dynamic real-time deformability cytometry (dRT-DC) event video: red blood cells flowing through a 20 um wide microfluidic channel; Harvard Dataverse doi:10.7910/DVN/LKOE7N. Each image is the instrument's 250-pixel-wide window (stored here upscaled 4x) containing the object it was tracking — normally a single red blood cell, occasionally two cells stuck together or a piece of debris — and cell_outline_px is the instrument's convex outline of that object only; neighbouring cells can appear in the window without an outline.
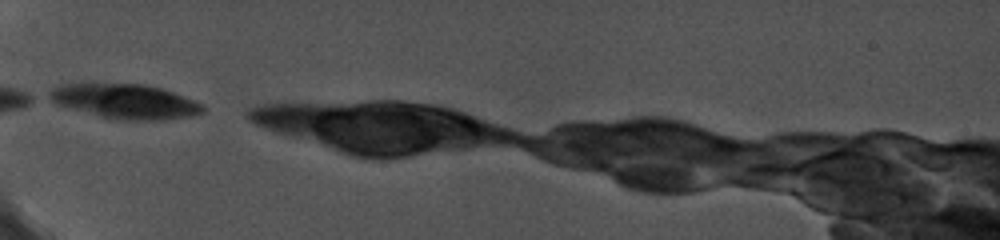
{"species": "common noctule bat (a hibernating species)", "species_latin": "Nyctalus noctula", "temperature_condition": "cold", "stored_images_in_passage": 4, "camera_frame_rate_fps": 5000, "um_per_image_px": 0.085, "animal": {"sex": "female", "body_mass_g": 19.0, "forearm_length_mm": 56.7}, "frame": {"image": 1, "passage_image": 1, "time_ms": 0.0, "image_size_px": [1000, 240], "cell_outline_px": [[204, 112], [192, 116], [164, 120], [108, 120], [60, 104], [44, 96], [56, 88], [68, 84], [140, 84], [160, 88], [172, 92], [192, 100], [200, 104], [204, 108]], "centroid_in_image_um": [10.66, 8.65], "position_along_channel_um": 74.3, "area_um2": 30.52}}